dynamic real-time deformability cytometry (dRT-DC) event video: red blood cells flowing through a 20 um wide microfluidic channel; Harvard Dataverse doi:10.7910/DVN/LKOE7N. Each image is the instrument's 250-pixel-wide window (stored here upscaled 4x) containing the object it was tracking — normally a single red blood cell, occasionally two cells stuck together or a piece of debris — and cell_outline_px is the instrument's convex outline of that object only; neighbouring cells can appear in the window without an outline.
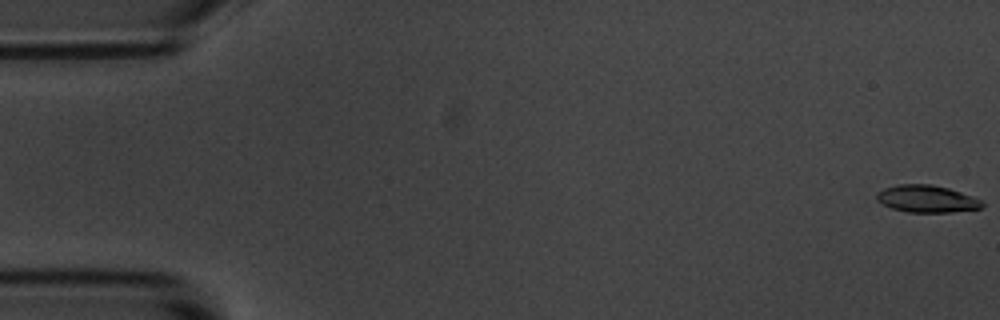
{"species": "common noctule bat (a hibernating species)", "species_latin": "Nyctalus noctula", "temperature_condition": "room temperature", "stored_images_in_passage": 56, "camera_frame_rate_fps": 3000, "um_per_image_px": 0.085, "animal": {"sex": "male", "body_mass_g": 20.1, "forearm_length_mm": 53.5}, "frame": {"image": 1, "passage_image": 1, "time_ms": 0.0, "image_size_px": [1000, 320], "cell_outline_px": [[984, 204], [980, 208], [952, 212], [908, 212], [892, 208], [876, 200], [876, 196], [884, 188], [900, 184], [932, 184], [948, 188], [984, 200]], "centroid_in_image_um": [78.81, 16.9], "position_along_channel_um": 6.2, "area_um2": 16.59}}
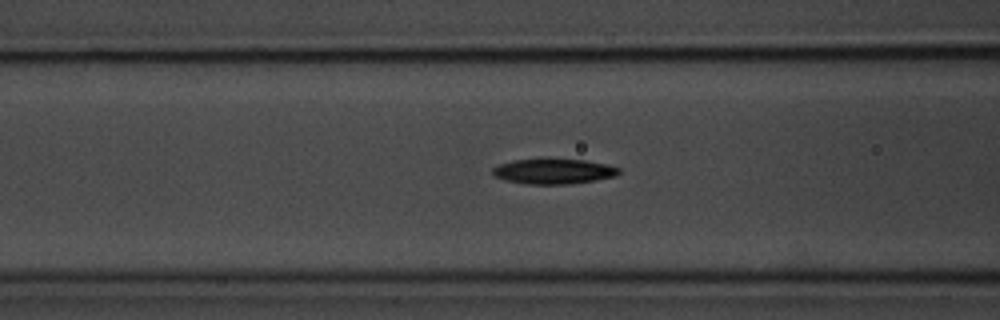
{"frame": {"image": 2, "passage_image": 22, "time_ms": 7.0, "image_size_px": [1000, 320], "cell_outline_px": [[620, 172], [616, 176], [596, 180], [568, 184], [524, 184], [492, 176], [492, 168], [500, 164], [512, 160], [584, 160], [608, 164], [620, 168]], "centroid_in_image_um": [47.07, 14.58], "position_along_channel_um": 119.5, "area_um2": 18.32}}
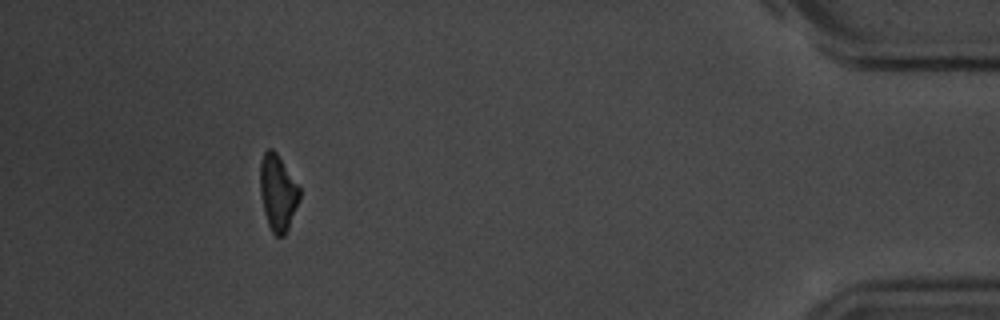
{"frame": {"image": 3, "passage_image": 51, "time_ms": 16.667, "image_size_px": [1000, 320], "cell_outline_px": [[300, 200], [288, 228], [284, 236], [276, 236], [272, 232], [268, 224], [264, 212], [260, 192], [260, 160], [264, 152], [268, 148], [272, 148], [276, 152], [300, 188]], "centroid_in_image_um": [23.61, 16.37], "position_along_channel_um": 411.6, "area_um2": 17.46}, "authors_computed_cell_mechanics": {"area_um2": 18.1203, "velocity_mm_per_s": 3.6466, "shape_relaxation_time_tau1_ms": 2.8154, "shape_relaxation_time_tau2_ms": null, "deformation_change_tau1": 0.1395, "deformation_change_tau2": null}}